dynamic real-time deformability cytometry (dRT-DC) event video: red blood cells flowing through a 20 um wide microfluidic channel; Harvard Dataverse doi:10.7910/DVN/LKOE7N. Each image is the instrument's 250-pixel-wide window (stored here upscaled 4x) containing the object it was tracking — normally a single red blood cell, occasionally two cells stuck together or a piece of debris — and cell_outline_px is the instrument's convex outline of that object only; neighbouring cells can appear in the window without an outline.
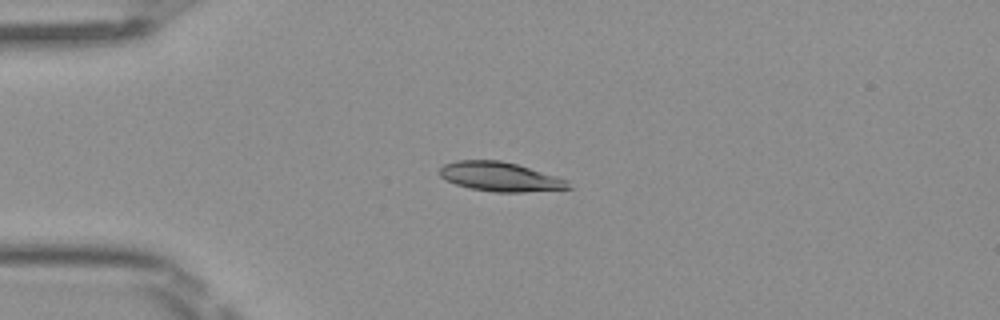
{"species": "Egyptian fruit bat (a non-hibernating species)", "species_latin": "Rousettus aegyptiacus", "temperature_condition": "room temperature", "stored_images_in_passage": 40, "camera_frame_rate_fps": 3000, "um_per_image_px": 0.085, "frame": {"image": 1, "passage_image": 2, "time_ms": 0.333, "image_size_px": [1000, 320], "cell_outline_px": [[572, 188], [524, 192], [496, 192], [468, 188], [456, 184], [440, 176], [440, 168], [444, 164], [456, 160], [500, 160], [516, 164], [556, 176], [568, 180]], "centroid_in_image_um": [42.51, 15.02], "position_along_channel_um": 42.5, "area_um2": 21.79}}
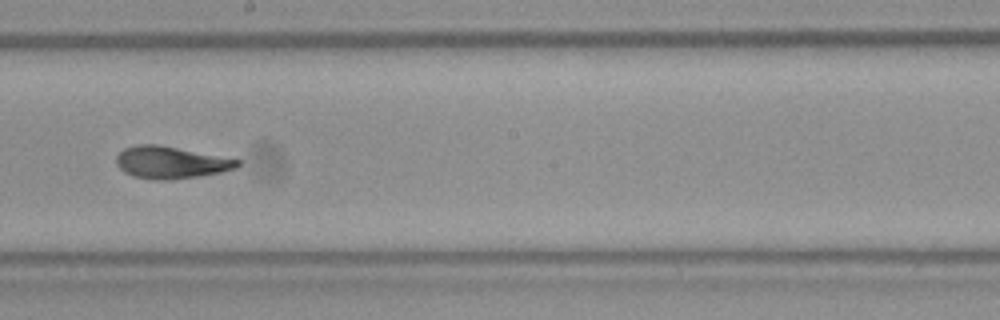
{"frame": {"image": 2, "passage_image": 18, "time_ms": 5.667, "image_size_px": [1000, 320], "cell_outline_px": [[240, 164], [236, 168], [220, 172], [200, 176], [168, 180], [152, 180], [132, 176], [124, 172], [116, 164], [116, 156], [124, 148], [136, 144], [160, 144], [240, 160]], "centroid_in_image_um": [14.48, 13.81], "position_along_channel_um": 233.7, "area_um2": 22.77}}
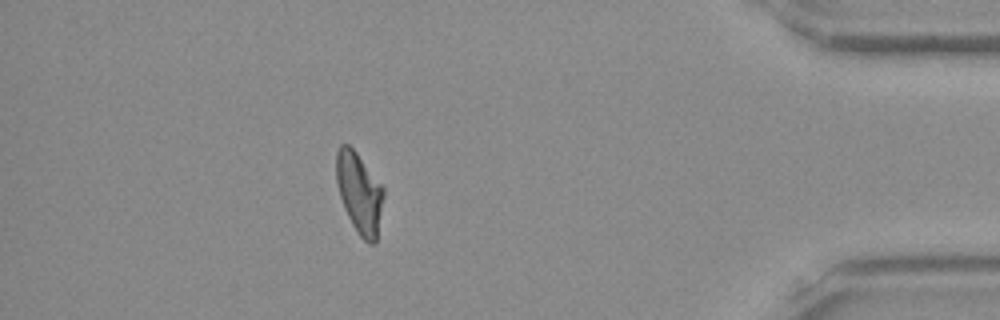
{"frame": {"image": 3, "passage_image": 34, "time_ms": 11.0, "image_size_px": [1000, 320], "cell_outline_px": [[384, 196], [376, 244], [368, 244], [356, 232], [344, 208], [340, 196], [336, 180], [336, 152], [340, 144], [348, 144], [356, 152], [384, 188]], "centroid_in_image_um": [30.54, 16.42], "position_along_channel_um": 404.7, "area_um2": 22.25}, "authors_computed_cell_mechanics": {"area_um2": 22.5131, "velocity_mm_per_s": 4.0544, "shape_relaxation_time_tau1_ms": 4.2537, "shape_relaxation_time_tau2_ms": 1.6049, "deformation_change_tau1": 0.154, "deformation_change_tau2": 0.0623}}